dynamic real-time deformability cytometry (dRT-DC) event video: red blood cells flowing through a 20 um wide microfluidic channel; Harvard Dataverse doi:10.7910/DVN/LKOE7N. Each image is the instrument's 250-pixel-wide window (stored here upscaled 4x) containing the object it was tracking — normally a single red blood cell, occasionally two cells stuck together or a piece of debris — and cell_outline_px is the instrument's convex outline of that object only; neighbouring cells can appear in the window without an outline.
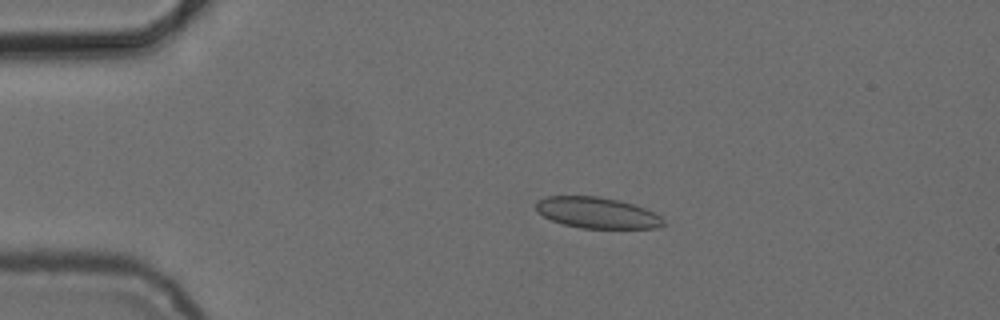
{"species": "common noctule bat (a hibernating species)", "species_latin": "Nyctalus noctula", "temperature_condition": "cold", "stored_images_in_passage": 5, "camera_frame_rate_fps": 3000, "um_per_image_px": 0.085, "animal": {"sex": "female", "body_mass_g": 24.6, "forearm_length_mm": 56.2}, "frame": {"image": 1, "passage_image": 3, "time_ms": 2.333, "image_size_px": [1000, 320], "cell_outline_px": [[664, 224], [656, 228], [580, 228], [564, 224], [552, 220], [544, 216], [536, 208], [536, 200], [548, 196], [596, 196], [620, 200], [644, 208], [660, 216], [664, 220]], "centroid_in_image_um": [50.74, 18.08], "position_along_channel_um": 34.3, "area_um2": 22.83}}
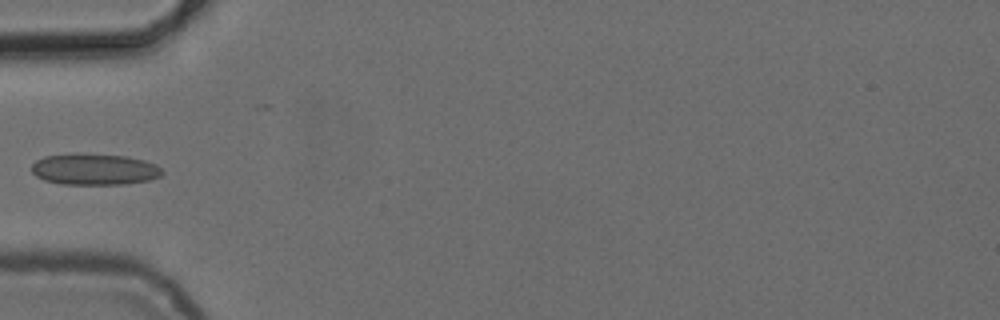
{"frame": {"image": 2, "passage_image": 5, "time_ms": 4.667, "image_size_px": [1000, 320], "cell_outline_px": [[164, 172], [160, 176], [148, 180], [124, 184], [60, 184], [44, 180], [36, 176], [32, 172], [32, 164], [36, 160], [44, 156], [124, 156], [144, 160], [156, 164]], "centroid_in_image_um": [8.05, 14.44], "position_along_channel_um": 77.0, "area_um2": 22.89}}